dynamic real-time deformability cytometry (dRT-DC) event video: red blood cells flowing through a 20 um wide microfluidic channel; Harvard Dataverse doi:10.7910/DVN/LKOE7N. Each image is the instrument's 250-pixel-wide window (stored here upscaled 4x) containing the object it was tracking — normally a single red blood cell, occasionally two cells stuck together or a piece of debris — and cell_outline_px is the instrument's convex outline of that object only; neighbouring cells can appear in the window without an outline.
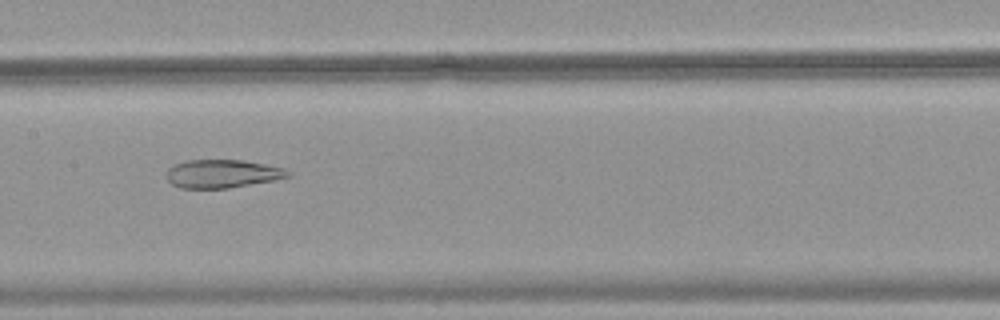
{"species": "common noctule bat (a hibernating species)", "species_latin": "Nyctalus noctula", "temperature_condition": "warm", "stored_images_in_passage": 53, "camera_frame_rate_fps": 3000, "um_per_image_px": 0.085, "animal": {"sex": "female", "body_mass_g": 18.4}, "frame": {"image": 1, "passage_image": 27, "time_ms": 8.667, "image_size_px": [1000, 320], "cell_outline_px": [[292, 176], [276, 180], [228, 188], [180, 188], [172, 184], [168, 180], [168, 168], [172, 164], [188, 160], [240, 160], [264, 164], [284, 168], [292, 172]], "centroid_in_image_um": [18.93, 14.77], "position_along_channel_um": 188.5, "area_um2": 20.06}}
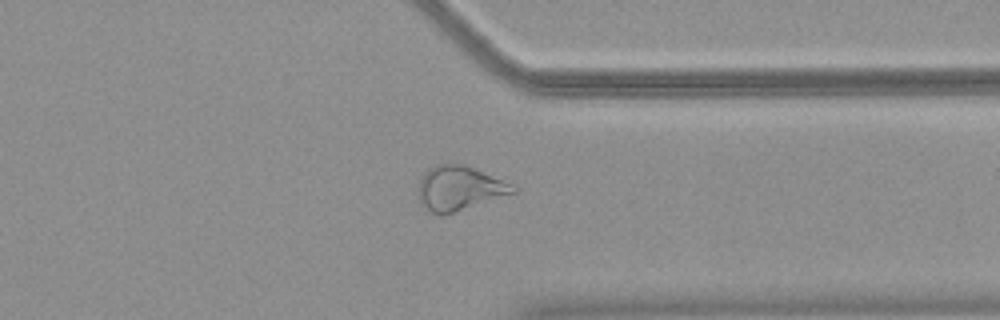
{"frame": {"image": 2, "passage_image": 41, "time_ms": 13.333, "image_size_px": [1000, 320], "cell_outline_px": [[520, 192], [444, 216], [440, 216], [428, 212], [420, 204], [420, 180], [424, 172], [428, 168], [436, 164], [468, 164], [512, 184], [520, 188]], "centroid_in_image_um": [39.11, 16.02], "position_along_channel_um": 372.3, "area_um2": 25.26}}
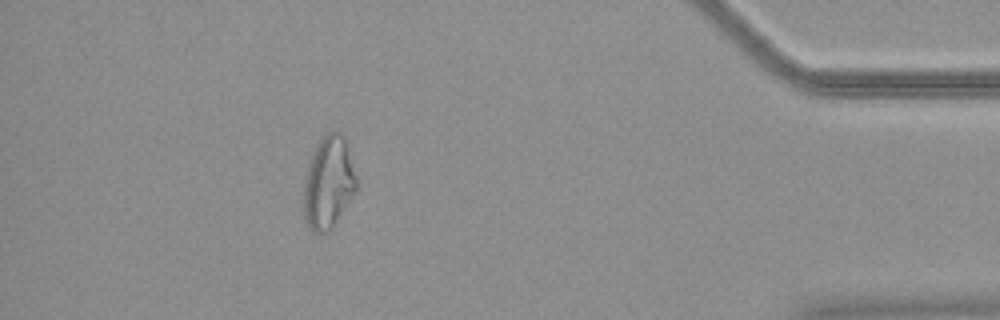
{"frame": {"image": 3, "passage_image": 47, "time_ms": 15.333, "image_size_px": [1000, 320], "cell_outline_px": [[360, 184], [356, 192], [332, 228], [328, 232], [312, 232], [304, 216], [304, 184], [308, 164], [312, 152], [320, 140], [328, 132], [340, 132], [348, 140]], "centroid_in_image_um": [27.99, 15.48], "position_along_channel_um": 407.2, "area_um2": 29.02}}